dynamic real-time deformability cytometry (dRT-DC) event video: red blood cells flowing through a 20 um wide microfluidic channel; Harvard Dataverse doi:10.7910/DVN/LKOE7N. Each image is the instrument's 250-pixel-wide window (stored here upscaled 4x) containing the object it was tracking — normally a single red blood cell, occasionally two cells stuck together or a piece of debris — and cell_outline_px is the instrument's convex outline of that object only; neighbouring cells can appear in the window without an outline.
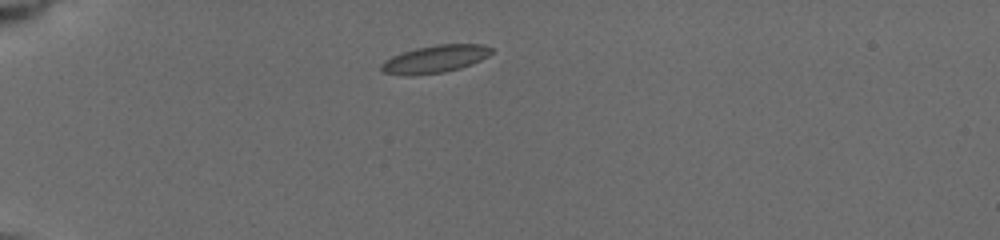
{"species": "common noctule bat (a hibernating species)", "species_latin": "Nyctalus noctula", "temperature_condition": "cold", "stored_images_in_passage": 3, "camera_frame_rate_fps": 3000, "um_per_image_px": 0.085, "animal": {"sex": "female", "body_mass_g": 19.5, "forearm_length_mm": 54.1}, "frame": {"image": 1, "passage_image": 1, "time_ms": 0.0, "image_size_px": [1000, 240], "cell_outline_px": [[492, 52], [488, 56], [472, 64], [460, 68], [444, 72], [412, 76], [404, 76], [384, 72], [380, 68], [380, 64], [384, 60], [392, 56], [416, 48], [436, 44], [484, 44], [492, 48]], "centroid_in_image_um": [36.97, 5.02], "position_along_channel_um": 48.0, "area_um2": 17.8}}
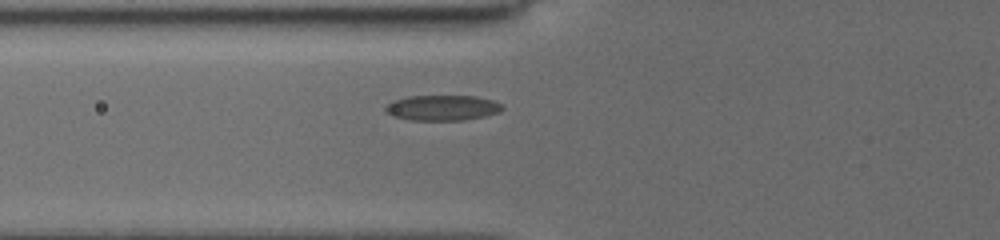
{"frame": {"image": 2, "passage_image": 3, "time_ms": 2.0, "image_size_px": [1000, 240], "cell_outline_px": [[504, 108], [500, 112], [484, 116], [460, 120], [412, 120], [396, 116], [388, 112], [384, 108], [392, 100], [408, 96], [476, 96], [492, 100], [500, 104]], "centroid_in_image_um": [37.62, 9.15], "position_along_channel_um": 88.2, "area_um2": 17.05}}